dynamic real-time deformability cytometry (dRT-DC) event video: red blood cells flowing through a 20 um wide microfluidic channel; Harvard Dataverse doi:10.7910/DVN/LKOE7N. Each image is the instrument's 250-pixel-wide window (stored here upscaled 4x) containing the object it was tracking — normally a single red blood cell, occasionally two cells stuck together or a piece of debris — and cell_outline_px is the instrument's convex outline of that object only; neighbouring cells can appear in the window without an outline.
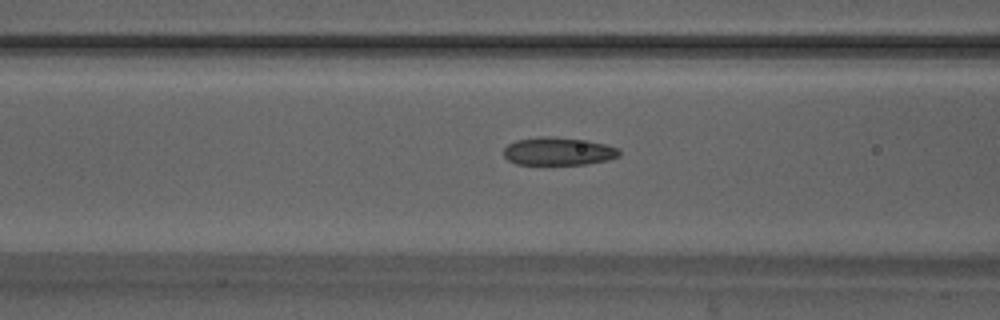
{"species": "Egyptian fruit bat (a non-hibernating species)", "species_latin": "Rousettus aegyptiacus", "temperature_condition": "warm", "stored_images_in_passage": 43, "camera_frame_rate_fps": 3000, "um_per_image_px": 0.085, "animal": {"sex": "male"}, "frame": {"image": 1, "passage_image": 14, "time_ms": 4.333, "image_size_px": [1000, 320], "cell_outline_px": [[620, 152], [616, 156], [604, 160], [584, 164], [516, 164], [508, 160], [504, 156], [504, 148], [508, 144], [520, 140], [576, 140], [604, 144], [616, 148]], "centroid_in_image_um": [47.41, 12.93], "position_along_channel_um": 119.2, "area_um2": 17.17}}
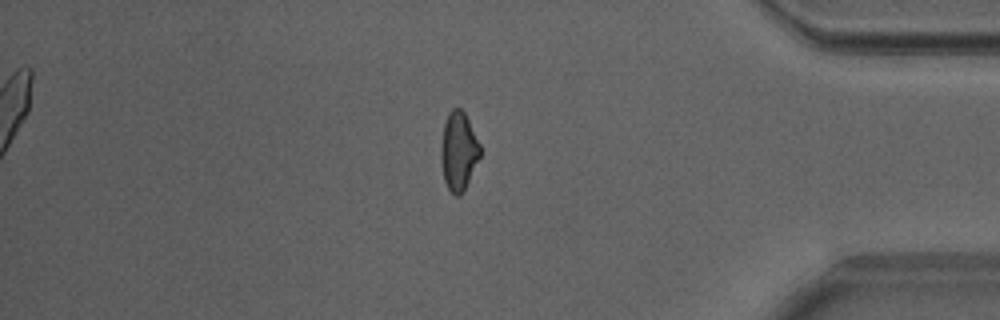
{"frame": {"image": 2, "passage_image": 36, "time_ms": 11.667, "image_size_px": [1000, 320], "cell_outline_px": [[480, 156], [464, 188], [456, 196], [448, 188], [444, 180], [440, 156], [440, 148], [444, 124], [452, 108], [460, 108], [464, 112], [480, 144]], "centroid_in_image_um": [38.96, 12.81], "position_along_channel_um": 396.2, "area_um2": 17.4}}
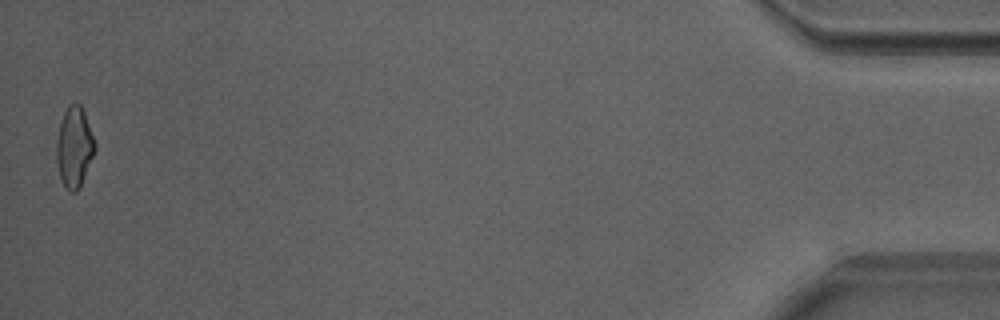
{"frame": {"image": 3, "passage_image": 43, "time_ms": 14.0, "image_size_px": [1000, 320], "cell_outline_px": [[96, 148], [80, 184], [76, 192], [72, 192], [64, 184], [60, 176], [56, 160], [56, 144], [60, 124], [64, 112], [72, 104], [80, 104], [84, 112], [96, 144]], "centroid_in_image_um": [6.31, 12.48], "position_along_channel_um": 428.9, "area_um2": 17.34}, "authors_computed_cell_mechanics": {"area_um2": 17.629, "velocity_mm_per_s": 4.1776, "shape_relaxation_time_tau1_ms": 10.2708, "shape_relaxation_time_tau2_ms": 1.9318, "deformation_change_tau1": 0.2548, "deformation_change_tau2": 0.1074}}